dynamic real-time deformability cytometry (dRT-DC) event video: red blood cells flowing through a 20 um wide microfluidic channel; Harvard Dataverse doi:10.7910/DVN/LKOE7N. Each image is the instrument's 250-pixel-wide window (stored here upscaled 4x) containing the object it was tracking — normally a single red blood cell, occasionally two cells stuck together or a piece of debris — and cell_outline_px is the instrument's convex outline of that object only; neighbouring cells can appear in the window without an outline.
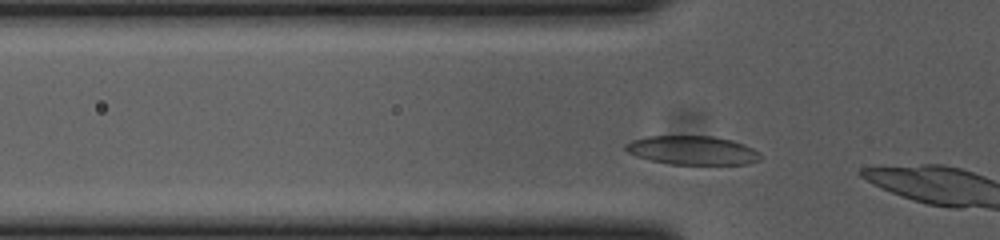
{"species": "common noctule bat (a hibernating species)", "species_latin": "Nyctalus noctula", "temperature_condition": "cold", "stored_images_in_passage": 4, "camera_frame_rate_fps": 3000, "um_per_image_px": 0.085, "animal": {"sex": "female", "body_mass_g": 23.0, "forearm_length_mm": 53.4}, "frame": {"image": 1, "passage_image": 3, "time_ms": 0.667, "image_size_px": [1000, 240], "cell_outline_px": [[760, 160], [748, 164], [668, 164], [648, 160], [636, 156], [628, 152], [624, 148], [624, 144], [632, 140], [648, 136], [712, 136], [732, 140], [744, 144], [760, 152]], "centroid_in_image_um": [58.84, 12.78], "position_along_channel_um": 67.0, "area_um2": 22.77}}